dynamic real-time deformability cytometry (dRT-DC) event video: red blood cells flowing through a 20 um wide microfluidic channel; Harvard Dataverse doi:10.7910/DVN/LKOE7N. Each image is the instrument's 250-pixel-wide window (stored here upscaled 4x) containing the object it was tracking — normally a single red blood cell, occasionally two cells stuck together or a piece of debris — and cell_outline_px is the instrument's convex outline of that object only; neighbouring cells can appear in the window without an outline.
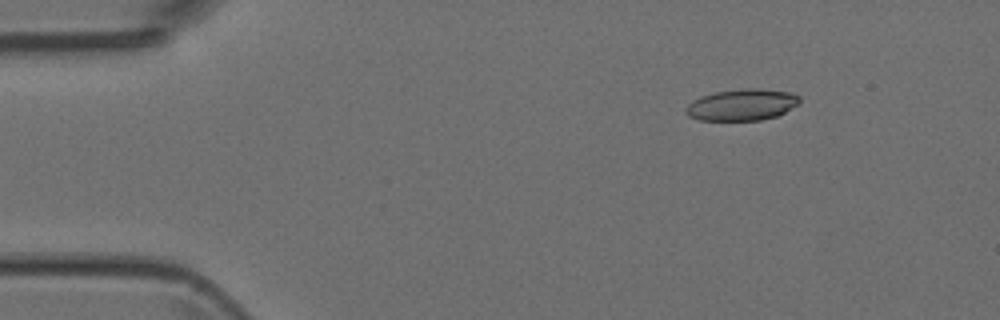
{"species": "Egyptian fruit bat (a non-hibernating species)", "species_latin": "Rousettus aegyptiacus", "temperature_condition": "room temperature", "stored_images_in_passage": 46, "camera_frame_rate_fps": 3000, "um_per_image_px": 0.085, "animal": {"sex": "female"}, "frame": {"image": 1, "passage_image": 7, "time_ms": 2.0, "image_size_px": [1000, 320], "cell_outline_px": [[800, 100], [796, 104], [784, 112], [776, 116], [760, 120], [700, 120], [688, 116], [684, 112], [684, 108], [692, 100], [700, 96], [716, 92], [740, 88], [760, 88], [792, 92], [800, 96]], "centroid_in_image_um": [63.03, 8.89], "position_along_channel_um": 22.0, "area_um2": 20.98}}
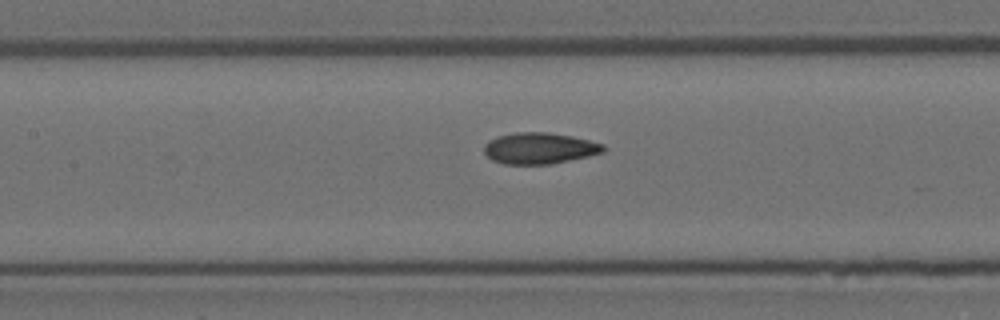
{"frame": {"image": 2, "passage_image": 23, "time_ms": 7.333, "image_size_px": [1000, 320], "cell_outline_px": [[608, 148], [604, 152], [588, 156], [552, 164], [504, 164], [492, 160], [484, 152], [484, 144], [488, 140], [496, 136], [516, 132], [548, 132], [572, 136], [604, 144]], "centroid_in_image_um": [45.86, 12.6], "position_along_channel_um": 161.5, "area_um2": 21.91}}
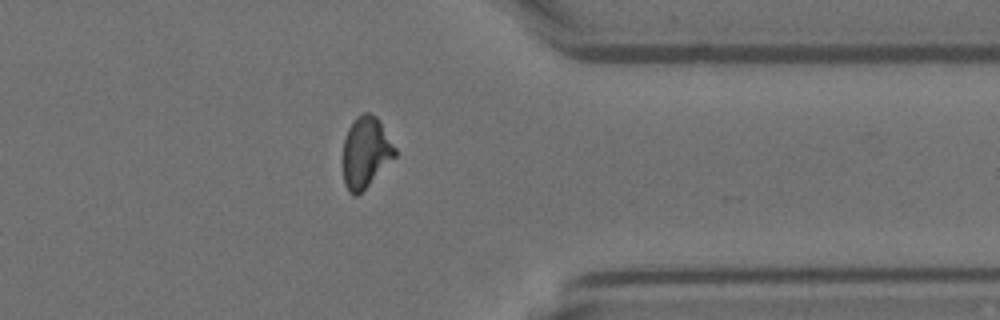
{"frame": {"image": 3, "passage_image": 40, "time_ms": 13.0, "image_size_px": [1000, 320], "cell_outline_px": [[396, 156], [356, 196], [352, 196], [348, 192], [344, 184], [344, 140], [348, 128], [356, 116], [364, 112], [368, 112], [376, 116], [380, 120], [396, 148]], "centroid_in_image_um": [31.09, 12.91], "position_along_channel_um": 380.3, "area_um2": 21.33}}